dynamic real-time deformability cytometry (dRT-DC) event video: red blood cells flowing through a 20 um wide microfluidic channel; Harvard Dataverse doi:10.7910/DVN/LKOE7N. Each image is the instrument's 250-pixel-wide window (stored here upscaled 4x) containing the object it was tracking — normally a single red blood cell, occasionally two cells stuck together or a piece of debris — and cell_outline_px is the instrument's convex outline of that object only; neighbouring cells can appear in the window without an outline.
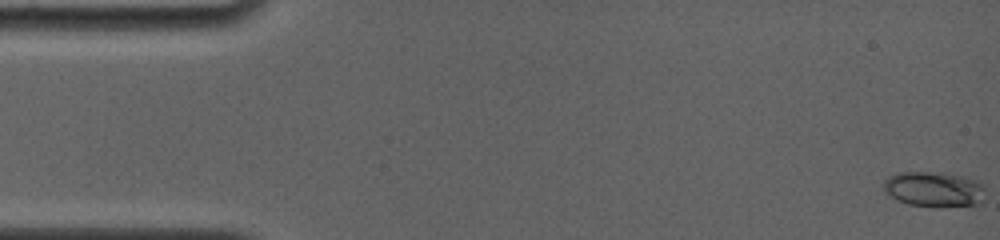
{"species": "common noctule bat (a hibernating species)", "species_latin": "Nyctalus noctula", "temperature_condition": "room temperature", "stored_images_in_passage": 36, "camera_frame_rate_fps": 4000, "um_per_image_px": 0.085, "animal": {"sex": "female", "body_mass_g": 19.0, "forearm_length_mm": 56.7}, "frame": {"image": 1, "passage_image": 1, "time_ms": 0.0, "image_size_px": [1000, 240], "cell_outline_px": [[984, 200], [980, 204], [936, 208], [908, 204], [896, 200], [884, 192], [880, 184], [888, 176], [896, 172], [928, 172], [964, 176], [976, 180], [984, 184]], "centroid_in_image_um": [79.36, 16.1], "position_along_channel_um": 5.6, "area_um2": 21.5}}
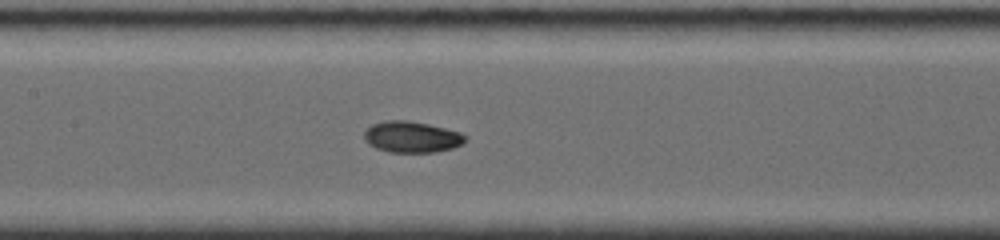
{"frame": {"image": 2, "passage_image": 17, "time_ms": 7.75, "image_size_px": [1000, 240], "cell_outline_px": [[468, 140], [452, 148], [436, 152], [388, 152], [376, 148], [368, 144], [364, 140], [364, 132], [372, 124], [384, 120], [408, 120], [428, 124], [460, 132], [468, 136]], "centroid_in_image_um": [34.99, 11.64], "position_along_channel_um": 172.4, "area_um2": 18.5}}
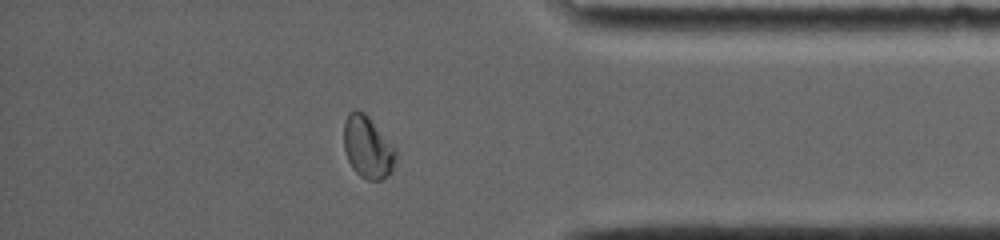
{"frame": {"image": 3, "passage_image": 31, "time_ms": 14.0, "image_size_px": [1000, 240], "cell_outline_px": [[396, 156], [392, 172], [388, 176], [380, 180], [368, 180], [360, 176], [352, 168], [348, 160], [344, 148], [344, 120], [348, 112], [356, 108], [364, 112], [368, 116], [396, 148]], "centroid_in_image_um": [31.25, 12.5], "position_along_channel_um": 404.0, "area_um2": 19.02}, "authors_computed_cell_mechanics": {"area_um2": 18.2937, "velocity_mm_per_s": 3.8541, "shape_relaxation_time_tau1_ms": 5.352, "shape_relaxation_time_tau2_ms": 1.9193, "deformation_change_tau1": 0.1413, "deformation_change_tau2": 0.0378}}